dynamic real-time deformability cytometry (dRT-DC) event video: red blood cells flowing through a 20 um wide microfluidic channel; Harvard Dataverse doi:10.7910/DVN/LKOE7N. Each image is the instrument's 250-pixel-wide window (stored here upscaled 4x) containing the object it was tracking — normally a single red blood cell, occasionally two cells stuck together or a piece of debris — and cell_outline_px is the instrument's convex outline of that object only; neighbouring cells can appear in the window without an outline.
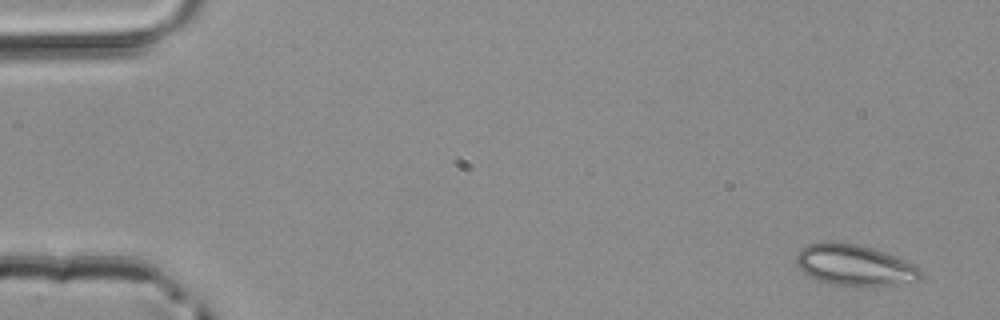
{"species": "common noctule bat (a hibernating species)", "species_latin": "Nyctalus noctula", "temperature_condition": "room temperature", "stored_images_in_passage": 11, "camera_frame_rate_fps": 3000, "um_per_image_px": 0.085, "animal": {"sex": "male", "body_mass_g": 20.4}, "frame": {"image": 1, "passage_image": 1, "time_ms": 0.0, "image_size_px": [1000, 320], "cell_outline_px": [[924, 280], [896, 284], [828, 284], [808, 276], [796, 264], [796, 252], [800, 248], [808, 244], [824, 240], [856, 244], [872, 248], [884, 252], [904, 260], [912, 264], [924, 272]], "centroid_in_image_um": [72.61, 22.5], "position_along_channel_um": 12.4, "area_um2": 29.59}}